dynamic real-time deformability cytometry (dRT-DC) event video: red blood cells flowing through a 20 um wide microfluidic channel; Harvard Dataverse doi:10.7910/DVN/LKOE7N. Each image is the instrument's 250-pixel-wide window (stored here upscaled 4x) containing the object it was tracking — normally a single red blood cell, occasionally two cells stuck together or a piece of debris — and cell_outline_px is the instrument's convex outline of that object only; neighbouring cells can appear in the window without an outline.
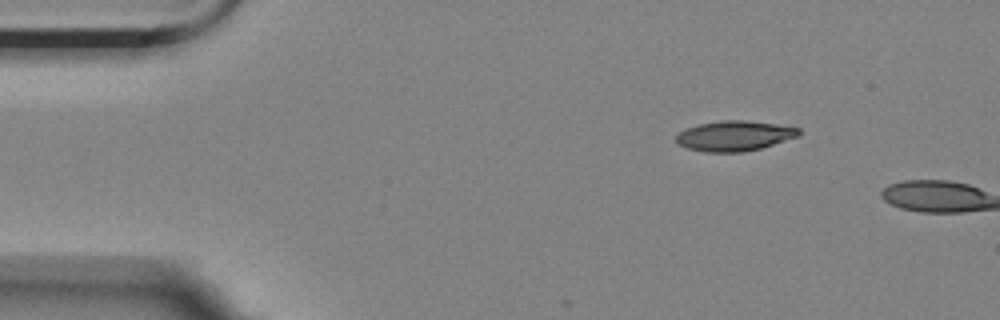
{"species": "Egyptian fruit bat (a non-hibernating species)", "species_latin": "Rousettus aegyptiacus", "temperature_condition": "room temperature", "stored_images_in_passage": 2, "camera_frame_rate_fps": 3000, "um_per_image_px": 0.085, "animal": {"sex": "female"}, "frame": {"image": 1, "passage_image": 1, "time_ms": 0.0, "image_size_px": [1000, 320], "cell_outline_px": [[800, 136], [760, 148], [744, 152], [704, 152], [688, 148], [680, 144], [676, 140], [676, 136], [680, 132], [696, 124], [720, 120], [744, 120], [776, 124], [800, 128]], "centroid_in_image_um": [62.44, 11.54], "position_along_channel_um": 22.6, "area_um2": 21.5}}